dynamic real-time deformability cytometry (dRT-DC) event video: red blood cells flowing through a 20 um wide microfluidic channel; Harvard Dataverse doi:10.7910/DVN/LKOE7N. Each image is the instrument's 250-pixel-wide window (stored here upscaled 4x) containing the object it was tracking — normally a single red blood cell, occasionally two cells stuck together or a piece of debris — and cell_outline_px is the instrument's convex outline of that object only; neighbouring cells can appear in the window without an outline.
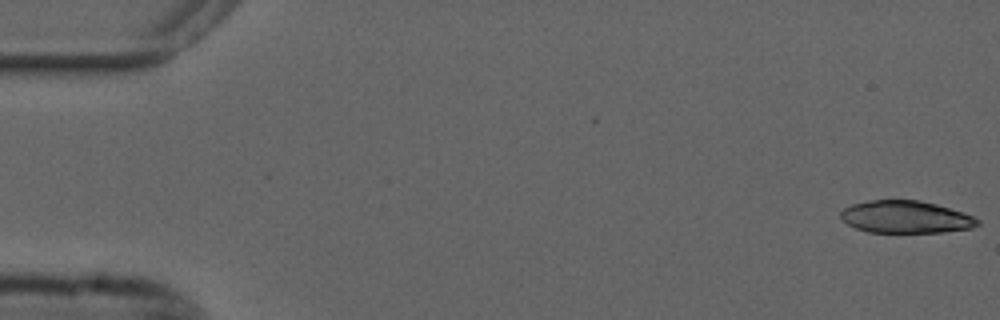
{"species": "common noctule bat (a hibernating species)", "species_latin": "Nyctalus noctula", "temperature_condition": "cold", "stored_images_in_passage": 15, "camera_frame_rate_fps": 3000, "um_per_image_px": 0.085, "animal": {"sex": "male", "forearm_length_mm": 52.5}, "frame": {"image": 1, "passage_image": 1, "time_ms": 0.0, "image_size_px": [1000, 320], "cell_outline_px": [[980, 224], [972, 228], [944, 232], [868, 232], [856, 228], [848, 224], [840, 216], [840, 212], [844, 208], [852, 204], [868, 200], [920, 200], [936, 204], [964, 212], [980, 220]], "centroid_in_image_um": [77.0, 18.44], "position_along_channel_um": 8.0, "area_um2": 25.84}}